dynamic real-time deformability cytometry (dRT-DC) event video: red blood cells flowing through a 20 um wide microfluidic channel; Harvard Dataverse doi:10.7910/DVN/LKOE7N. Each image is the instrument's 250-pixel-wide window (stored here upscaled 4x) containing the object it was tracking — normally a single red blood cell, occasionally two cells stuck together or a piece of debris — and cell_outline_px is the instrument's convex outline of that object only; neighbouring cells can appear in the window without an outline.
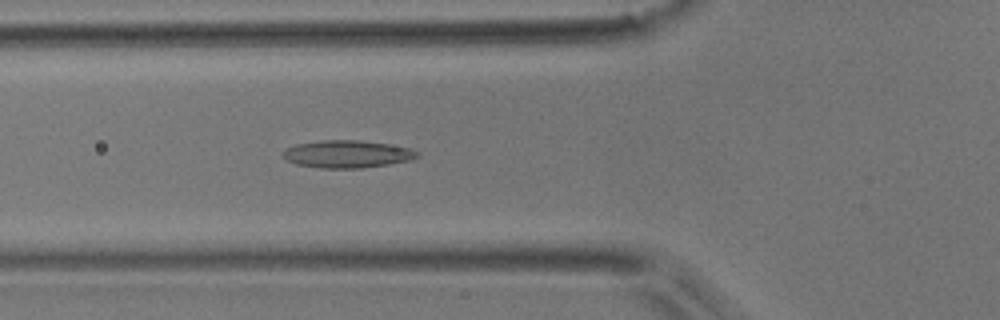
{"species": "common noctule bat (a hibernating species)", "species_latin": "Nyctalus noctula", "temperature_condition": "room temperature", "stored_images_in_passage": 51, "camera_frame_rate_fps": 3000, "um_per_image_px": 0.085, "animal": {"sex": "male", "body_mass_g": 17.9}, "frame": {"image": 1, "passage_image": 18, "time_ms": 5.667, "image_size_px": [1000, 320], "cell_outline_px": [[420, 156], [408, 160], [388, 164], [364, 168], [320, 168], [296, 164], [284, 160], [280, 152], [284, 148], [296, 144], [320, 140], [356, 140], [388, 144], [412, 148], [420, 152]], "centroid_in_image_um": [29.46, 13.09], "position_along_channel_um": 96.3, "area_um2": 21.79}}
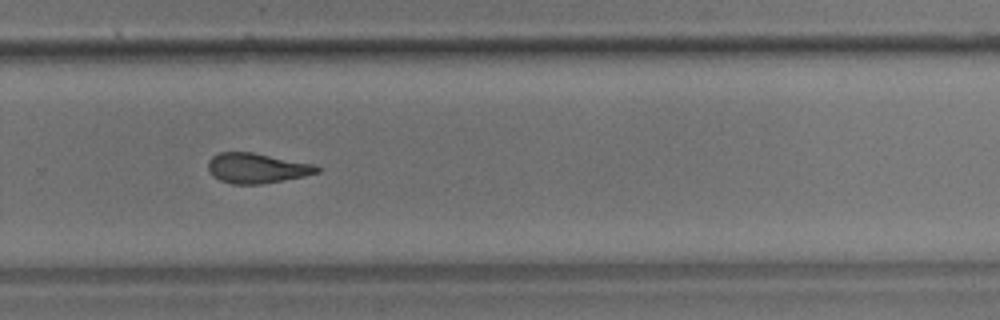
{"frame": {"image": 2, "passage_image": 34, "time_ms": 11.0, "image_size_px": [1000, 320], "cell_outline_px": [[320, 172], [304, 176], [284, 180], [260, 184], [232, 184], [220, 180], [212, 176], [208, 168], [208, 160], [212, 156], [220, 152], [252, 152], [316, 164], [320, 168]], "centroid_in_image_um": [21.84, 14.29], "position_along_channel_um": 308.0, "area_um2": 19.19}}
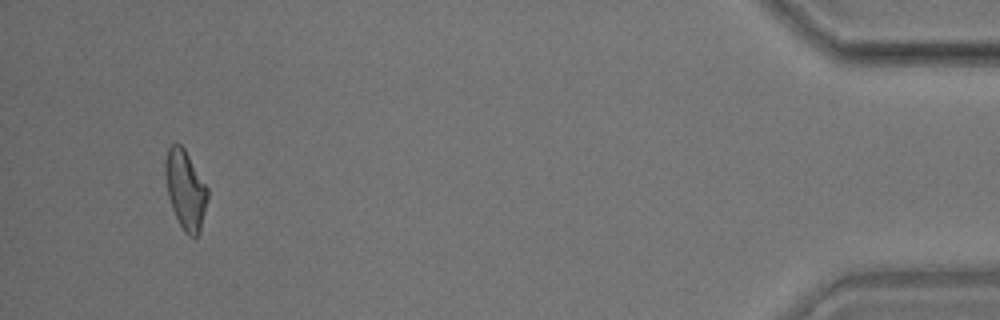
{"frame": {"image": 3, "passage_image": 48, "time_ms": 15.667, "image_size_px": [1000, 320], "cell_outline_px": [[208, 196], [200, 232], [196, 236], [188, 236], [184, 232], [172, 208], [168, 196], [164, 172], [164, 160], [168, 148], [172, 144], [180, 144], [184, 148], [208, 188]], "centroid_in_image_um": [15.75, 16.11], "position_along_channel_um": 419.5, "area_um2": 19.42}, "authors_computed_cell_mechanics": {"area_um2": 19.7098, "velocity_mm_per_s": 3.968, "shape_relaxation_time_tau1_ms": null, "shape_relaxation_time_tau2_ms": 1.7789, "deformation_change_tau1": null, "deformation_change_tau2": 0.0976}}